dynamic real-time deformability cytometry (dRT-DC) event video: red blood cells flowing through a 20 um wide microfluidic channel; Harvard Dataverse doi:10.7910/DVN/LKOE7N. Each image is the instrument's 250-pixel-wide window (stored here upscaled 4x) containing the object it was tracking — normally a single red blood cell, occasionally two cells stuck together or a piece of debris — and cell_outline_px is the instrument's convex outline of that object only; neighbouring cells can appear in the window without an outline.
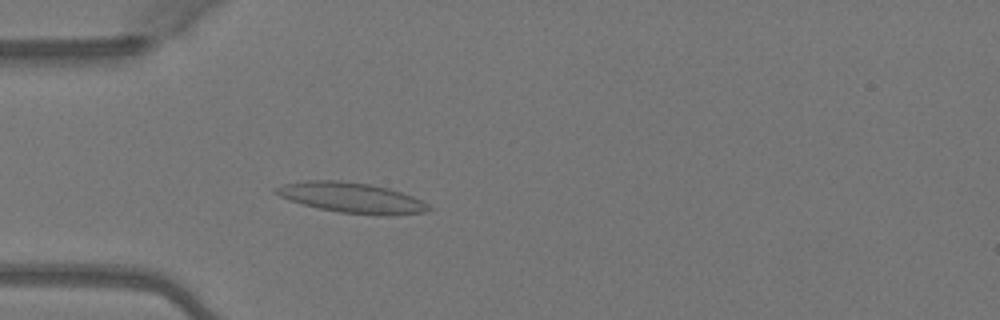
{"species": "Egyptian fruit bat (a non-hibernating species)", "species_latin": "Rousettus aegyptiacus", "temperature_condition": "warm", "stored_images_in_passage": 50, "camera_frame_rate_fps": 3000, "um_per_image_px": 0.085, "animal": {"sex": "female"}, "frame": {"image": 1, "passage_image": 15, "time_ms": 4.667, "image_size_px": [1000, 320], "cell_outline_px": [[432, 208], [428, 212], [388, 216], [384, 216], [340, 212], [320, 208], [304, 204], [280, 196], [272, 192], [276, 188], [284, 184], [308, 180], [340, 180], [368, 184], [388, 188], [412, 196], [428, 204]], "centroid_in_image_um": [29.93, 16.81], "position_along_channel_um": 55.1, "area_um2": 26.76}}
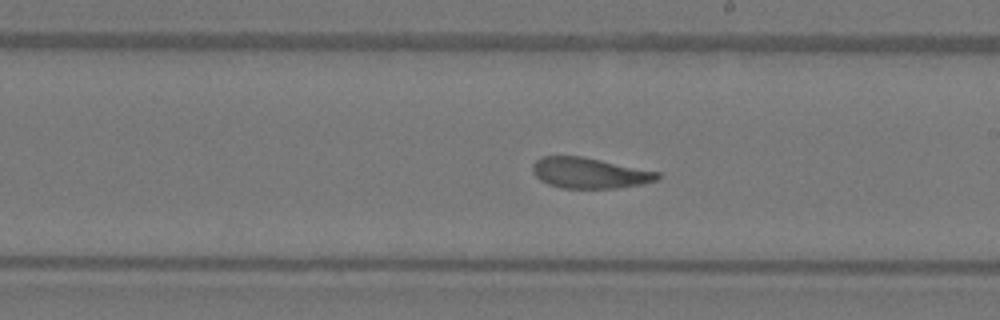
{"frame": {"image": 2, "passage_image": 29, "time_ms": 9.333, "image_size_px": [1000, 320], "cell_outline_px": [[660, 180], [644, 184], [616, 188], [560, 188], [548, 184], [540, 180], [532, 172], [532, 164], [536, 160], [544, 156], [580, 156], [660, 172]], "centroid_in_image_um": [50.12, 14.71], "position_along_channel_um": 238.9, "area_um2": 22.37}}
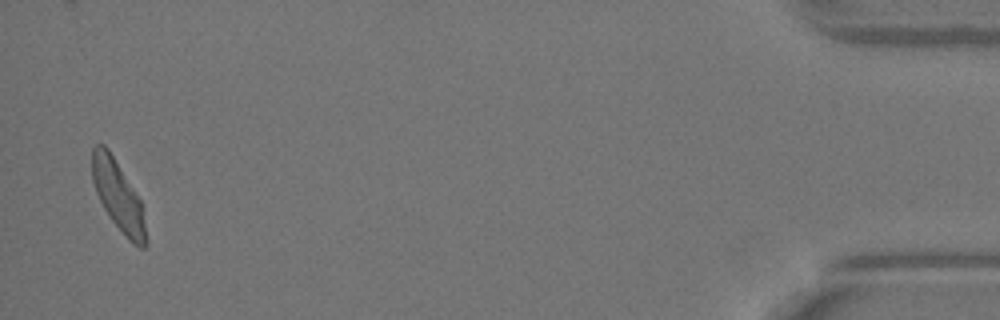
{"frame": {"image": 3, "passage_image": 49, "time_ms": 16.0, "image_size_px": [1000, 320], "cell_outline_px": [[148, 244], [144, 248], [140, 248], [128, 240], [112, 220], [104, 208], [96, 192], [92, 180], [92, 148], [96, 144], [104, 144], [108, 148], [140, 200], [148, 240]], "centroid_in_image_um": [10.04, 16.67], "position_along_channel_um": 425.2, "area_um2": 21.62}, "authors_computed_cell_mechanics": {"area_um2": 23.1489, "velocity_mm_per_s": 4.0728, "shape_relaxation_time_tau1_ms": 6.9595, "shape_relaxation_time_tau2_ms": 1.5981, "deformation_change_tau1": 0.1953, "deformation_change_tau2": 0.0954}}